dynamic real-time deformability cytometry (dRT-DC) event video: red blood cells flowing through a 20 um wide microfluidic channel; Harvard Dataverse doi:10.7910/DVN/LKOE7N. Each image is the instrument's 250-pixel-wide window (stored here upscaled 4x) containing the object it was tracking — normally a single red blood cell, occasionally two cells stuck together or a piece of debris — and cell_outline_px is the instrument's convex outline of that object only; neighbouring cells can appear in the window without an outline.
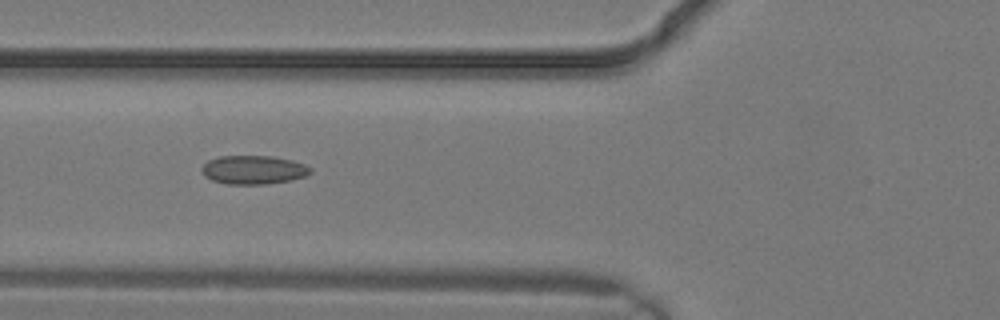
{"species": "common noctule bat (a hibernating species)", "species_latin": "Nyctalus noctula", "temperature_condition": "warm", "stored_images_in_passage": 3, "camera_frame_rate_fps": 3000, "um_per_image_px": 0.085, "animal": {"sex": "male", "body_mass_g": 19.2, "forearm_length_mm": 51.8}, "frame": {"image": 1, "passage_image": 3, "time_ms": 0.667, "image_size_px": [1000, 320], "cell_outline_px": [[312, 172], [304, 176], [292, 180], [264, 184], [228, 184], [212, 180], [204, 176], [200, 168], [208, 160], [220, 156], [272, 156], [292, 160], [304, 164], [312, 168]], "centroid_in_image_um": [21.54, 14.43], "position_along_channel_um": 104.3, "area_um2": 18.21}}